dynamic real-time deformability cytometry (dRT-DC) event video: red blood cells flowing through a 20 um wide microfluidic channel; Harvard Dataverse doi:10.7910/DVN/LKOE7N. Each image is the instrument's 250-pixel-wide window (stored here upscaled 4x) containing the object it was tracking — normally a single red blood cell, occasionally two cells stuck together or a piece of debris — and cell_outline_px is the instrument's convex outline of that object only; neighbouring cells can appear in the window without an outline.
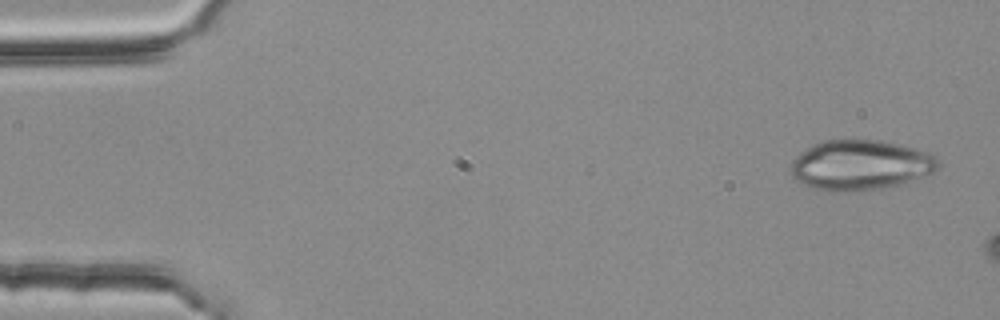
{"species": "common noctule bat (a hibernating species)", "species_latin": "Nyctalus noctula", "temperature_condition": "room temperature", "stored_images_in_passage": 3, "camera_frame_rate_fps": 3000, "um_per_image_px": 0.085, "animal": {"sex": "female", "body_mass_g": 25.1}, "frame": {"image": 1, "passage_image": 1, "time_ms": 0.0, "image_size_px": [1000, 320], "cell_outline_px": [[940, 168], [932, 172], [896, 184], [880, 188], [848, 192], [828, 192], [812, 188], [796, 180], [788, 172], [788, 164], [796, 156], [812, 144], [824, 140], [880, 140], [916, 148], [928, 152], [936, 156], [940, 160]], "centroid_in_image_um": [73.06, 14.02], "position_along_channel_um": 11.9, "area_um2": 43.23}}